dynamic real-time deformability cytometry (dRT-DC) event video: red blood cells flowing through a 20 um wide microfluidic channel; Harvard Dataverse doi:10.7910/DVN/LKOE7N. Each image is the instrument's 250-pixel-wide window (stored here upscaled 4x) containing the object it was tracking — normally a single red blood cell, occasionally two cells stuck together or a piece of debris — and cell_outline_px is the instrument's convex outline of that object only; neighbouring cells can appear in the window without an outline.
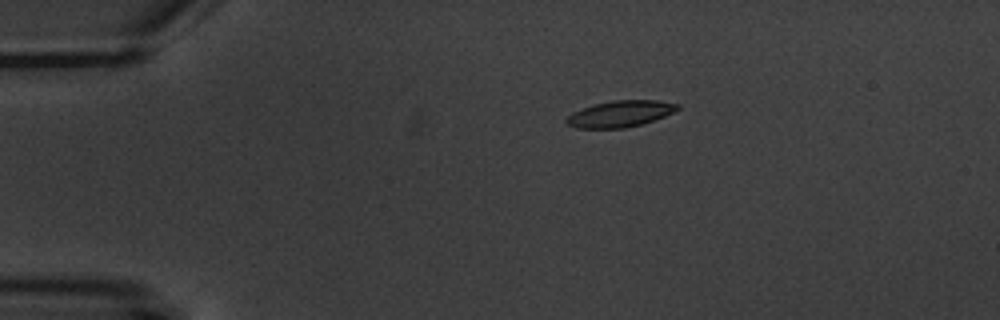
{"species": "common noctule bat (a hibernating species)", "species_latin": "Nyctalus noctula", "temperature_condition": "warm", "stored_images_in_passage": 6, "camera_frame_rate_fps": 3000, "um_per_image_px": 0.085, "animal": {"sex": "male", "body_mass_g": 20.1, "forearm_length_mm": 53.5}, "frame": {"image": 1, "passage_image": 3, "time_ms": 3.333, "image_size_px": [1000, 320], "cell_outline_px": [[680, 108], [664, 116], [640, 124], [624, 128], [576, 128], [568, 124], [564, 120], [572, 112], [596, 104], [612, 100], [656, 100], [680, 104]], "centroid_in_image_um": [52.71, 9.67], "position_along_channel_um": 32.3, "area_um2": 16.82}}
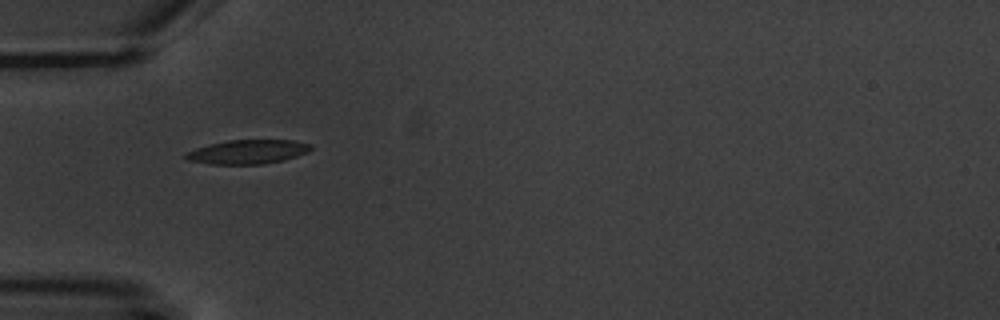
{"frame": {"image": 2, "passage_image": 5, "time_ms": 5.667, "image_size_px": [1000, 320], "cell_outline_px": [[312, 148], [308, 152], [284, 160], [264, 164], [212, 164], [188, 160], [184, 156], [188, 152], [196, 148], [228, 140], [296, 140], [312, 144]], "centroid_in_image_um": [21.12, 12.9], "position_along_channel_um": 63.9, "area_um2": 17.46}}